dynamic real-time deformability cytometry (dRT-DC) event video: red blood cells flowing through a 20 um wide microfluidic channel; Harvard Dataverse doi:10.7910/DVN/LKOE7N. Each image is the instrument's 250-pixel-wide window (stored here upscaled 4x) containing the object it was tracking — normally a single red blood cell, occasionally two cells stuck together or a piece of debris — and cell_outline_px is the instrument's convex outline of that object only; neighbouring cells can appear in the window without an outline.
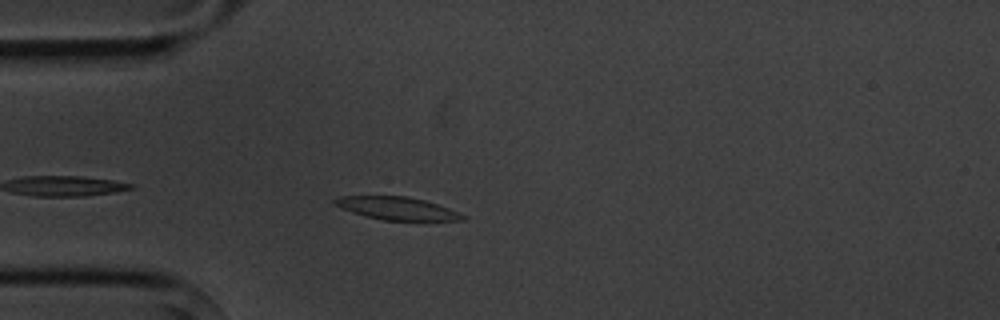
{"species": "common noctule bat (a hibernating species)", "species_latin": "Nyctalus noctula", "temperature_condition": "cold", "stored_images_in_passage": 4, "camera_frame_rate_fps": 3000, "um_per_image_px": 0.085, "animal": {"sex": "male", "body_mass_g": 20.1, "forearm_length_mm": 53.5}, "frame": {"image": 1, "passage_image": 4, "time_ms": 3.667, "image_size_px": [1000, 320], "cell_outline_px": [[468, 216], [464, 220], [384, 220], [352, 212], [332, 204], [332, 200], [336, 196], [408, 196], [424, 200], [460, 212]], "centroid_in_image_um": [33.74, 17.7], "position_along_channel_um": 51.3, "area_um2": 16.94}}